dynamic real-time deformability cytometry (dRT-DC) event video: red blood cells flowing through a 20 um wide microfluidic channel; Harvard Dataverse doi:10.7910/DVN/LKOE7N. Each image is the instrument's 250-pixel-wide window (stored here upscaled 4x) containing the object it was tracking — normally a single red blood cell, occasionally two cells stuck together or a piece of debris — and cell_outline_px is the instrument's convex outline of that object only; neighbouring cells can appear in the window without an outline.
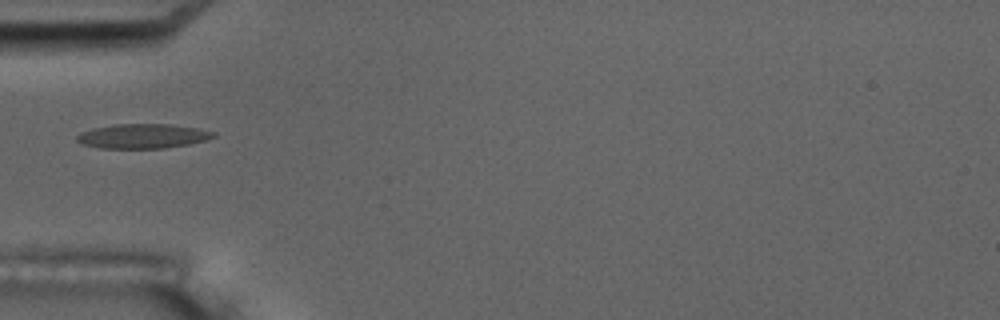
{"species": "common noctule bat (a hibernating species)", "species_latin": "Nyctalus noctula", "temperature_condition": "room temperature", "stored_images_in_passage": 5, "camera_frame_rate_fps": 3000, "um_per_image_px": 0.085, "animal": {"sex": "male", "body_mass_g": 17.5, "forearm_length_mm": 52.3}, "frame": {"image": 1, "passage_image": 5, "time_ms": 5.333, "image_size_px": [1000, 320], "cell_outline_px": [[216, 136], [204, 140], [188, 144], [164, 148], [100, 148], [80, 144], [76, 140], [76, 136], [80, 132], [92, 128], [116, 124], [168, 124], [196, 128], [216, 132]], "centroid_in_image_um": [12.08, 11.57], "position_along_channel_um": 72.9, "area_um2": 19.48}}